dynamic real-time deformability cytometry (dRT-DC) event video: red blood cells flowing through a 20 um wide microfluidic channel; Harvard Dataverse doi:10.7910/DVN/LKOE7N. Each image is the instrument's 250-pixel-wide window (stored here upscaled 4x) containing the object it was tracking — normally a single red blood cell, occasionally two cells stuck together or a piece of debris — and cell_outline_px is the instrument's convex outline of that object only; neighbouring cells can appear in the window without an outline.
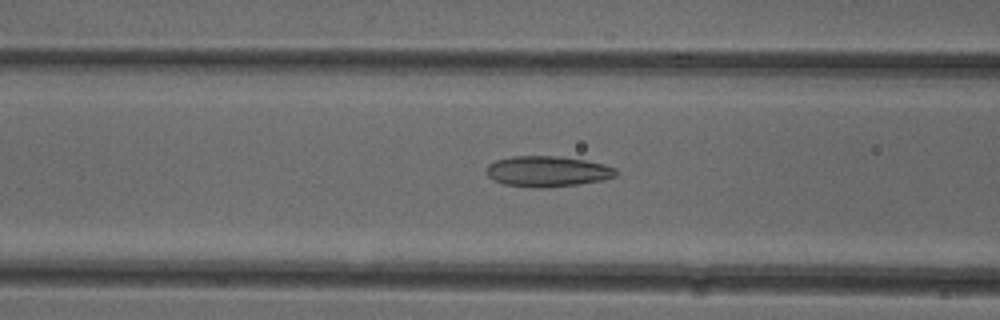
{"species": "common noctule bat (a hibernating species)", "species_latin": "Nyctalus noctula", "temperature_condition": "cold", "stored_images_in_passage": 25, "camera_frame_rate_fps": 3000, "um_per_image_px": 0.085, "animal": {"sex": "female"}, "frame": {"image": 1, "passage_image": 14, "time_ms": 4.333, "image_size_px": [1000, 320], "cell_outline_px": [[616, 176], [604, 180], [576, 184], [540, 188], [536, 188], [504, 184], [492, 180], [488, 176], [484, 168], [488, 164], [496, 160], [512, 156], [560, 156], [584, 160], [604, 164], [616, 168]], "centroid_in_image_um": [46.49, 14.56], "position_along_channel_um": 120.1, "area_um2": 23.24}}
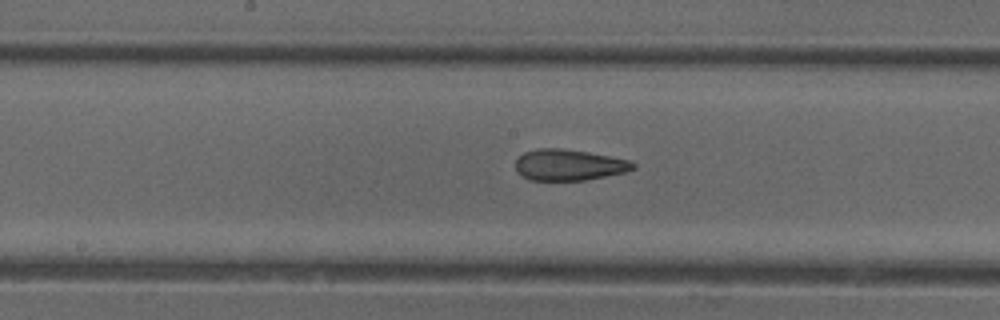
{"frame": {"image": 2, "passage_image": 20, "time_ms": 6.333, "image_size_px": [1000, 320], "cell_outline_px": [[636, 168], [624, 172], [584, 180], [528, 180], [516, 168], [516, 160], [524, 152], [540, 148], [560, 148], [588, 152], [632, 160], [636, 164]], "centroid_in_image_um": [48.39, 14.01], "position_along_channel_um": 199.8, "area_um2": 21.15}}
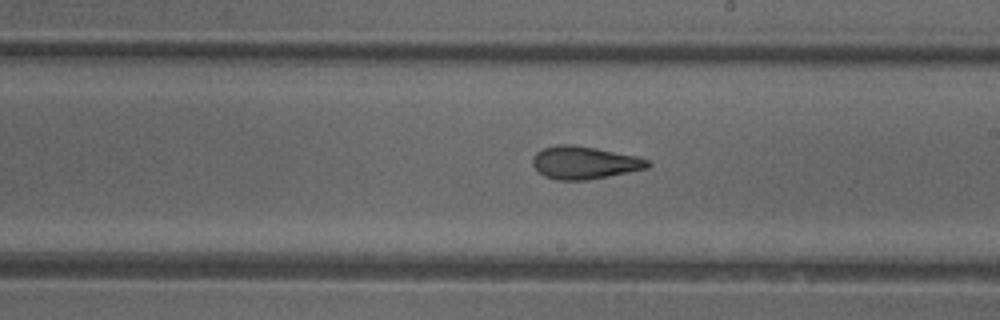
{"frame": {"image": 3, "passage_image": 23, "time_ms": 7.333, "image_size_px": [1000, 320], "cell_outline_px": [[652, 164], [648, 168], [588, 180], [556, 180], [544, 176], [532, 164], [532, 156], [536, 152], [544, 148], [556, 144], [572, 144], [596, 148], [636, 156], [648, 160]], "centroid_in_image_um": [49.65, 13.82], "position_along_channel_um": 239.3, "area_um2": 21.96}}